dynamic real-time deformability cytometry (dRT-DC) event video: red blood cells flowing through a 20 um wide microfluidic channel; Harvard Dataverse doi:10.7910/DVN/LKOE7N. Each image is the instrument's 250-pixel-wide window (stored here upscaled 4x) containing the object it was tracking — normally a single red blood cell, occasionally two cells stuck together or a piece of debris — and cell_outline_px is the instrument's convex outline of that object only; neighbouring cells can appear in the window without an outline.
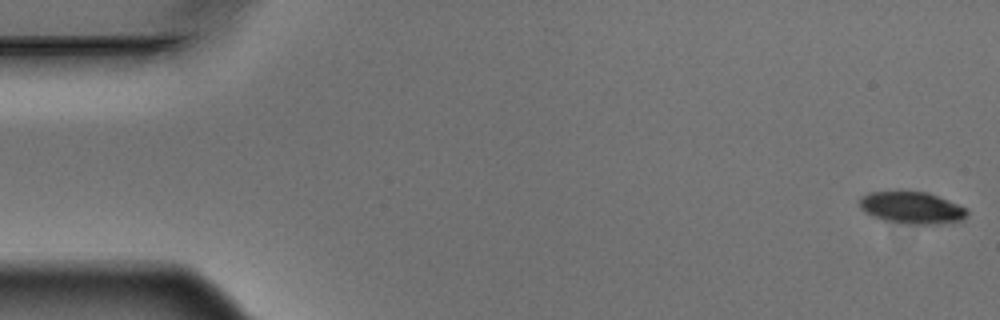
{"species": "Egyptian fruit bat (a non-hibernating species)", "species_latin": "Rousettus aegyptiacus", "temperature_condition": "warm", "stored_images_in_passage": 6, "camera_frame_rate_fps": 3000, "um_per_image_px": 0.085, "animal": {"sex": "male"}, "frame": {"image": 1, "passage_image": 1, "time_ms": 0.0, "image_size_px": [1000, 320], "cell_outline_px": [[968, 212], [964, 220], [936, 224], [912, 224], [884, 220], [872, 216], [864, 212], [860, 208], [860, 196], [868, 192], [928, 192], [968, 208]], "centroid_in_image_um": [77.51, 17.66], "position_along_channel_um": 7.5, "area_um2": 20.0}}
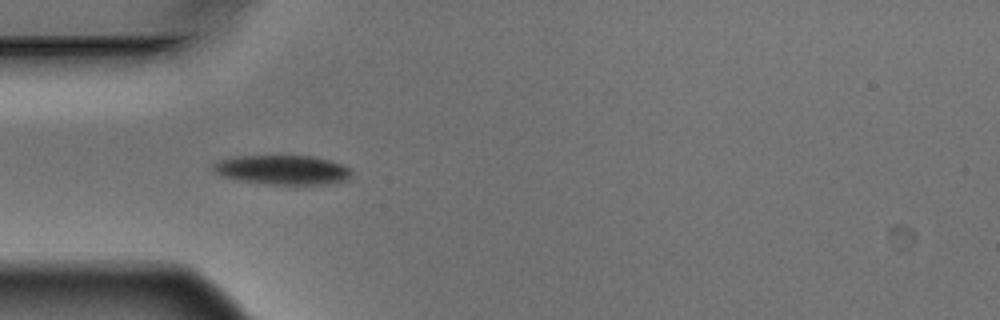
{"frame": {"image": 2, "passage_image": 5, "time_ms": 1.333, "image_size_px": [1000, 320], "cell_outline_px": [[352, 172], [348, 180], [328, 184], [264, 184], [240, 180], [220, 176], [212, 172], [208, 168], [216, 160], [236, 156], [312, 156], [328, 160], [352, 168]], "centroid_in_image_um": [23.94, 14.44], "position_along_channel_um": 61.1, "area_um2": 24.04}}
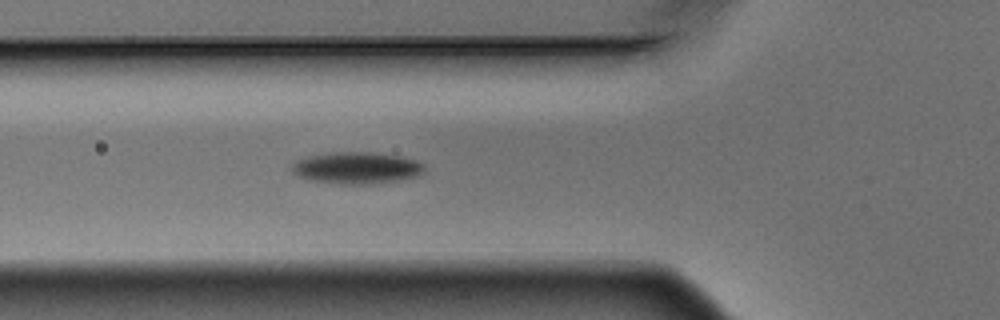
{"frame": {"image": 3, "passage_image": 6, "time_ms": 1.667, "image_size_px": [1000, 320], "cell_outline_px": [[424, 172], [420, 176], [380, 184], [340, 184], [308, 180], [292, 172], [292, 164], [296, 160], [308, 156], [336, 152], [372, 152], [400, 156], [416, 160], [424, 164]], "centroid_in_image_um": [30.36, 14.28], "position_along_channel_um": 95.4, "area_um2": 24.8}}